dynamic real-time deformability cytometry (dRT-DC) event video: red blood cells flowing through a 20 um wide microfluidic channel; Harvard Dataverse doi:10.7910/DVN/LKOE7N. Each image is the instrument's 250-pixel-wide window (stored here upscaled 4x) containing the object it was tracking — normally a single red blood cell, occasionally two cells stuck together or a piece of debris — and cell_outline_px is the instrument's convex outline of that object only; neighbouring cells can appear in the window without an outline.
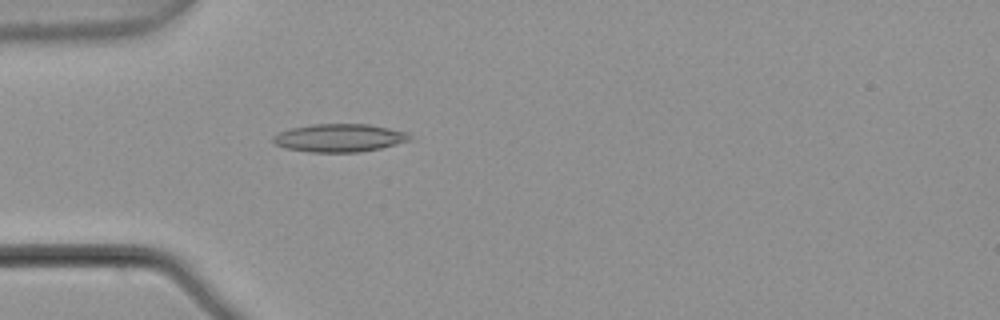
{"species": "common noctule bat (a hibernating species)", "species_latin": "Nyctalus noctula", "temperature_condition": "warm", "stored_images_in_passage": 1, "camera_frame_rate_fps": 3000, "um_per_image_px": 0.085, "animal": {"sex": "male", "body_mass_g": 21.5, "forearm_length_mm": 52.0}, "frame": {"image": 1, "passage_image": 1, "time_ms": 0.0, "image_size_px": [1000, 320], "cell_outline_px": [[412, 140], [380, 148], [360, 152], [308, 152], [284, 148], [276, 144], [272, 140], [272, 136], [276, 132], [288, 128], [312, 124], [368, 124], [408, 132], [412, 136]], "centroid_in_image_um": [28.81, 11.72], "position_along_channel_um": 56.2, "area_um2": 22.6}}